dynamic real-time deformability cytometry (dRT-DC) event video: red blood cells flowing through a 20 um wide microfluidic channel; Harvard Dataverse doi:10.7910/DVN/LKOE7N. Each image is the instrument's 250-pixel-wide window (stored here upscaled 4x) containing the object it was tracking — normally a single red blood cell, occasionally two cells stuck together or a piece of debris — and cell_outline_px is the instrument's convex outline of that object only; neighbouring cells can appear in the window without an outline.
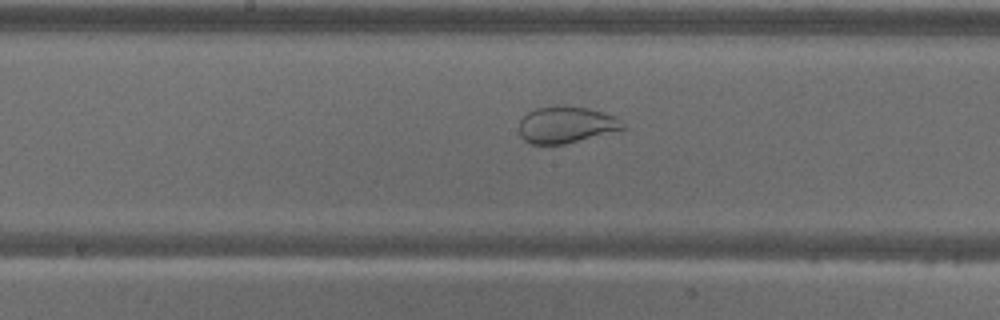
{"species": "common noctule bat (a hibernating species)", "species_latin": "Nyctalus noctula", "temperature_condition": "warm", "stored_images_in_passage": 58, "camera_frame_rate_fps": 3000, "um_per_image_px": 0.085, "animal": {"sex": "male", "body_mass_g": 18.8}, "frame": {"image": 1, "passage_image": 30, "time_ms": 9.667, "image_size_px": [1000, 320], "cell_outline_px": [[624, 128], [564, 144], [532, 144], [524, 140], [520, 136], [520, 120], [528, 112], [536, 108], [556, 104], [564, 104], [588, 108], [616, 116], [624, 124]], "centroid_in_image_um": [48.08, 10.57], "position_along_channel_um": 200.1, "area_um2": 22.08}}
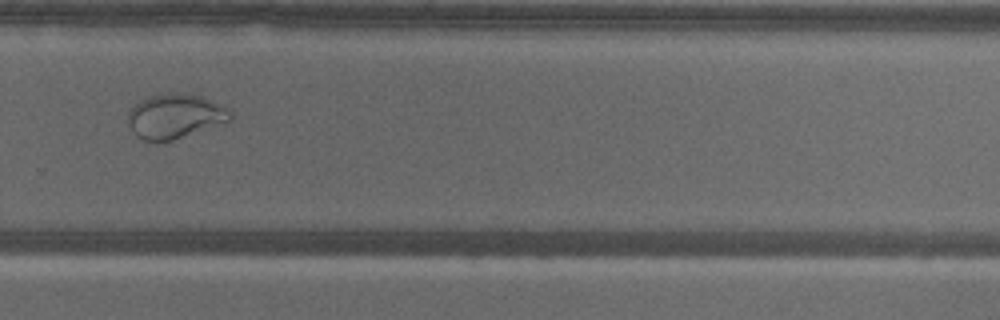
{"frame": {"image": 2, "passage_image": 40, "time_ms": 13.0, "image_size_px": [1000, 320], "cell_outline_px": [[232, 120], [172, 140], [156, 144], [144, 140], [136, 136], [132, 132], [128, 124], [128, 112], [140, 100], [148, 96], [168, 92], [184, 92], [200, 96], [220, 104], [232, 112]], "centroid_in_image_um": [14.84, 9.88], "position_along_channel_um": 315.0, "area_um2": 26.88}}
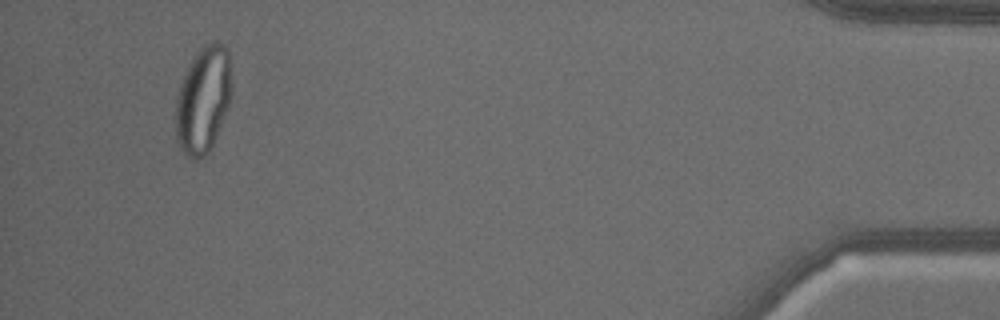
{"frame": {"image": 3, "passage_image": 55, "time_ms": 18.0, "image_size_px": [1000, 320], "cell_outline_px": [[232, 92], [228, 108], [216, 136], [208, 152], [204, 156], [196, 160], [192, 160], [180, 148], [176, 140], [176, 96], [180, 84], [196, 52], [204, 44], [212, 40], [216, 40], [224, 44], [228, 48], [232, 80]], "centroid_in_image_um": [17.29, 8.44], "position_along_channel_um": 417.9, "area_um2": 35.08}}